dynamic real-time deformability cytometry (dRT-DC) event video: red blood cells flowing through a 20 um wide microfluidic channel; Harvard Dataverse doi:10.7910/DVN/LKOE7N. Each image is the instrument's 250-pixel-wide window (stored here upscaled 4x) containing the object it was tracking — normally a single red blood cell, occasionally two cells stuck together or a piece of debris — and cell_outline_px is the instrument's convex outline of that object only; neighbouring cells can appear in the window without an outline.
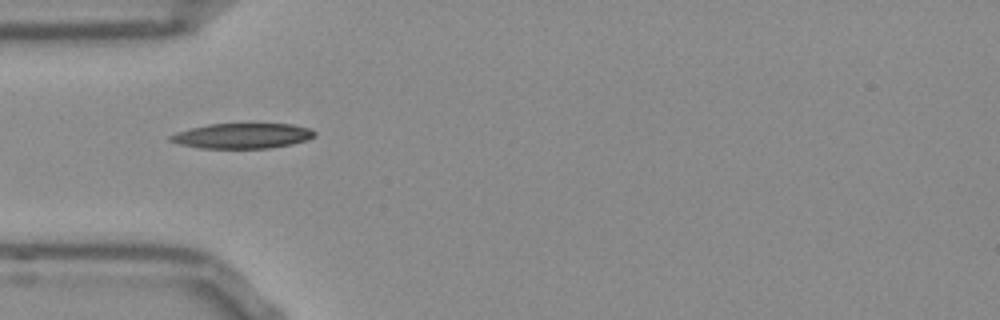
{"species": "Egyptian fruit bat (a non-hibernating species)", "species_latin": "Rousettus aegyptiacus", "temperature_condition": "room temperature", "stored_images_in_passage": 7, "camera_frame_rate_fps": 3000, "um_per_image_px": 0.085, "frame": {"image": 1, "passage_image": 1, "time_ms": 0.0, "image_size_px": [1000, 320], "cell_outline_px": [[316, 136], [292, 144], [268, 148], [200, 148], [180, 144], [168, 140], [168, 136], [176, 132], [208, 124], [292, 124], [308, 128], [316, 132]], "centroid_in_image_um": [20.58, 11.54], "position_along_channel_um": 64.4, "area_um2": 21.04}}